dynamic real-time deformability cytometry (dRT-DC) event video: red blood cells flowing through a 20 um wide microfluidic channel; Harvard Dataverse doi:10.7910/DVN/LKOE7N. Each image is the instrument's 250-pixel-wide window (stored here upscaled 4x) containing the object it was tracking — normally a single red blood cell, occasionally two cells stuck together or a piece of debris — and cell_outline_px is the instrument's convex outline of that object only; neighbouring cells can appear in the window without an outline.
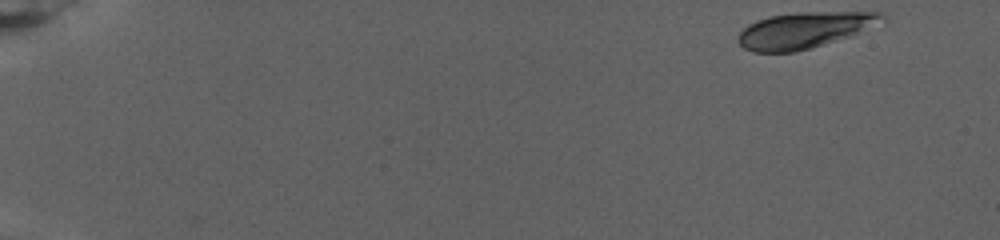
{"species": "human", "species_latin": "Homo sapiens", "temperature_condition": "warm", "stored_images_in_passage": 77, "camera_frame_rate_fps": 3000, "um_per_image_px": 0.085, "donor": {"sex": "female"}, "frame": {"image": 1, "passage_image": 1, "time_ms": 0.0, "image_size_px": [1000, 240], "cell_outline_px": [[888, 16], [852, 36], [796, 52], [752, 52], [744, 48], [736, 40], [740, 32], [748, 24], [756, 20], [772, 16], [796, 12], [880, 12]], "centroid_in_image_um": [68.31, 2.57], "position_along_channel_um": 16.7, "area_um2": 30.0}}
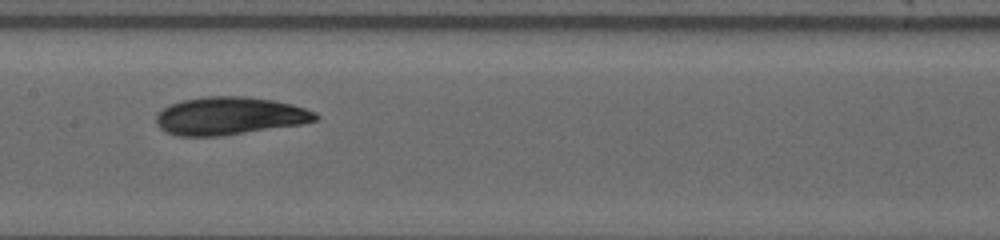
{"frame": {"image": 2, "passage_image": 40, "time_ms": 13.0, "image_size_px": [1000, 240], "cell_outline_px": [[320, 116], [316, 120], [300, 124], [220, 136], [176, 136], [160, 128], [156, 124], [156, 116], [164, 108], [172, 104], [184, 100], [208, 96], [244, 96], [276, 100], [292, 104], [316, 112]], "centroid_in_image_um": [19.53, 9.85], "position_along_channel_um": 187.9, "area_um2": 34.91}}
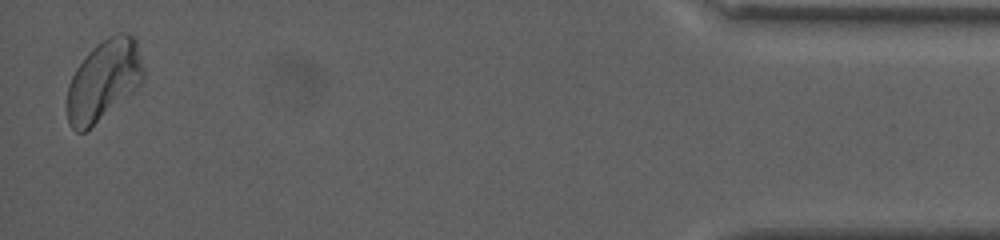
{"frame": {"image": 3, "passage_image": 76, "time_ms": 25.0, "image_size_px": [1000, 240], "cell_outline_px": [[144, 80], [132, 92], [84, 132], [76, 132], [68, 124], [68, 84], [76, 68], [88, 52], [96, 44], [108, 36], [116, 32], [128, 32], [136, 36], [144, 68]], "centroid_in_image_um": [8.84, 6.76], "position_along_channel_um": 426.4, "area_um2": 35.78}, "authors_computed_cell_mechanics": {"area_um2": 33.9286, "velocity_mm_per_s": 2.5802, "shape_relaxation_time_tau1_ms": 5.5028, "shape_relaxation_time_tau2_ms": 4.4584, "deformation_change_tau1": 0.124, "deformation_change_tau2": 0.0508}}